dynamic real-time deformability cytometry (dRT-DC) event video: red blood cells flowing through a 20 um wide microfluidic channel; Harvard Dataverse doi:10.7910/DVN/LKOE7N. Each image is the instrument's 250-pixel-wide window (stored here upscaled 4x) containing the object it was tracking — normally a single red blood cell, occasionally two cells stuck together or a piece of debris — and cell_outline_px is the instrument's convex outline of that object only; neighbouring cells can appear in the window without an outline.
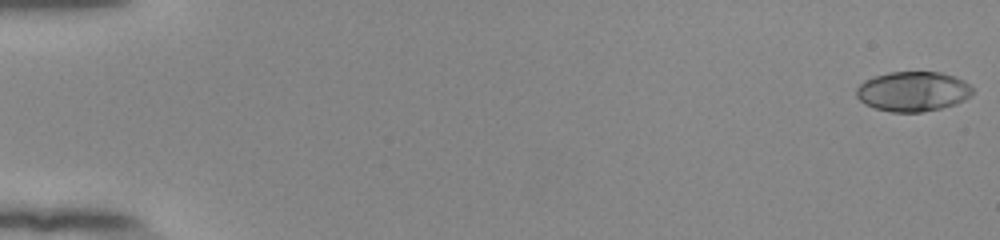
{"species": "human", "species_latin": "Homo sapiens", "temperature_condition": "room temperature", "stored_images_in_passage": 55, "camera_frame_rate_fps": 3000, "um_per_image_px": 0.085, "donor": {"sex": "female"}, "frame": {"image": 1, "passage_image": 1, "time_ms": 0.0, "image_size_px": [1000, 240], "cell_outline_px": [[972, 96], [956, 104], [940, 108], [920, 112], [892, 112], [876, 108], [864, 104], [856, 96], [856, 88], [864, 80], [888, 72], [940, 72], [956, 76], [964, 80], [972, 88]], "centroid_in_image_um": [77.6, 7.76], "position_along_channel_um": 7.4, "area_um2": 27.05}}
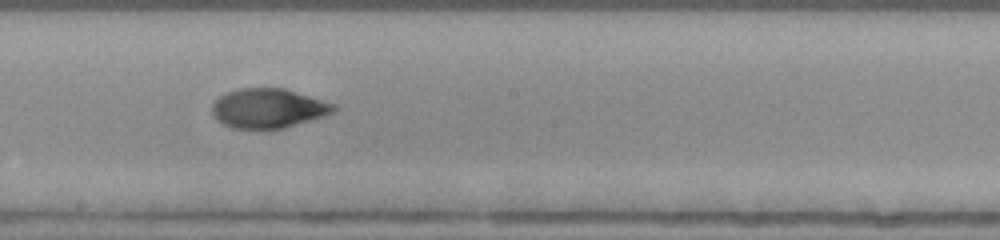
{"frame": {"image": 2, "passage_image": 32, "time_ms": 10.333, "image_size_px": [1000, 240], "cell_outline_px": [[336, 112], [324, 116], [284, 128], [264, 132], [232, 128], [216, 120], [212, 112], [212, 104], [220, 96], [228, 92], [240, 88], [284, 88], [336, 104]], "centroid_in_image_um": [22.8, 9.25], "position_along_channel_um": 225.4, "area_um2": 28.61}}
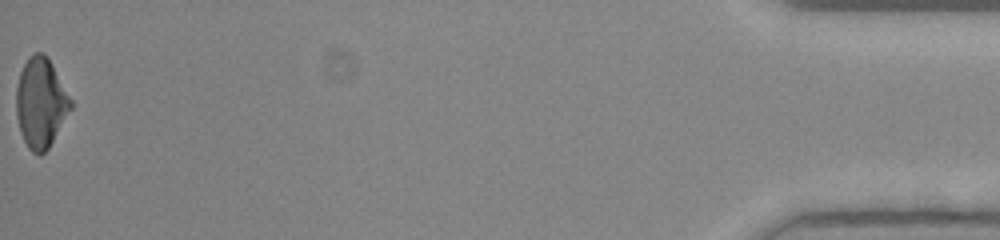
{"frame": {"image": 3, "passage_image": 55, "time_ms": 18.0, "image_size_px": [1000, 240], "cell_outline_px": [[72, 108], [48, 148], [40, 156], [32, 152], [28, 148], [20, 132], [16, 116], [16, 88], [20, 72], [28, 56], [36, 52], [40, 52], [48, 56], [72, 100]], "centroid_in_image_um": [3.46, 8.73], "position_along_channel_um": 431.7, "area_um2": 28.61}, "authors_computed_cell_mechanics": {"area_um2": 27.9174, "velocity_mm_per_s": 3.8884, "shape_relaxation_time_tau1_ms": 5.3668, "shape_relaxation_time_tau2_ms": 1.3631, "deformation_change_tau1": 0.2263, "deformation_change_tau2": 0.0548}}